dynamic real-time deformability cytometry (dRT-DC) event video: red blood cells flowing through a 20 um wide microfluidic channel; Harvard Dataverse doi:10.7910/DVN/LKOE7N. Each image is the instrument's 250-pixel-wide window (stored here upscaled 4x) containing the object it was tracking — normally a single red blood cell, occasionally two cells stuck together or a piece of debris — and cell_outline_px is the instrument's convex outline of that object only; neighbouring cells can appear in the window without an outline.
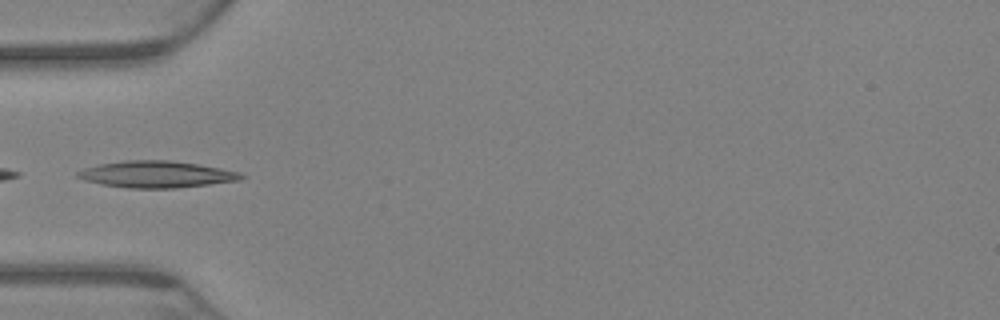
{"species": "Egyptian fruit bat (a non-hibernating species)", "species_latin": "Rousettus aegyptiacus", "temperature_condition": "warm", "stored_images_in_passage": 3, "camera_frame_rate_fps": 3000, "um_per_image_px": 0.085, "animal": {"sex": "female"}, "frame": {"image": 1, "passage_image": 1, "time_ms": 0.0, "image_size_px": [1000, 320], "cell_outline_px": [[248, 176], [240, 180], [176, 188], [128, 188], [100, 184], [84, 180], [76, 176], [76, 172], [84, 168], [100, 164], [124, 160], [172, 160], [220, 168], [240, 172]], "centroid_in_image_um": [13.29, 14.81], "position_along_channel_um": 71.7, "area_um2": 25.43}}